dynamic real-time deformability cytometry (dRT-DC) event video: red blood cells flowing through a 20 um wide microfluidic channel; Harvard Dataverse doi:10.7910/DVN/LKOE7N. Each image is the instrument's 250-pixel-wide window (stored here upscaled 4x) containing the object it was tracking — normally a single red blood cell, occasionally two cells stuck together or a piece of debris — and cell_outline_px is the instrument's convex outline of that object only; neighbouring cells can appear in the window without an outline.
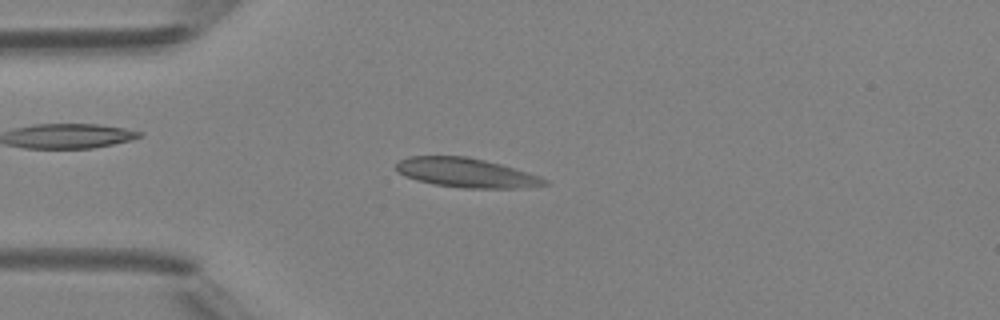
{"species": "Egyptian fruit bat (a non-hibernating species)", "species_latin": "Rousettus aegyptiacus", "temperature_condition": "room temperature", "stored_images_in_passage": 2, "camera_frame_rate_fps": 3000, "um_per_image_px": 0.085, "animal": {"sex": "female"}, "frame": {"image": 1, "passage_image": 2, "time_ms": 2.0, "image_size_px": [1000, 320], "cell_outline_px": [[548, 184], [516, 188], [464, 188], [432, 184], [416, 180], [400, 172], [396, 168], [396, 164], [400, 160], [408, 156], [468, 156], [500, 164], [540, 176], [548, 180]], "centroid_in_image_um": [39.62, 14.68], "position_along_channel_um": 45.4, "area_um2": 25.09}}